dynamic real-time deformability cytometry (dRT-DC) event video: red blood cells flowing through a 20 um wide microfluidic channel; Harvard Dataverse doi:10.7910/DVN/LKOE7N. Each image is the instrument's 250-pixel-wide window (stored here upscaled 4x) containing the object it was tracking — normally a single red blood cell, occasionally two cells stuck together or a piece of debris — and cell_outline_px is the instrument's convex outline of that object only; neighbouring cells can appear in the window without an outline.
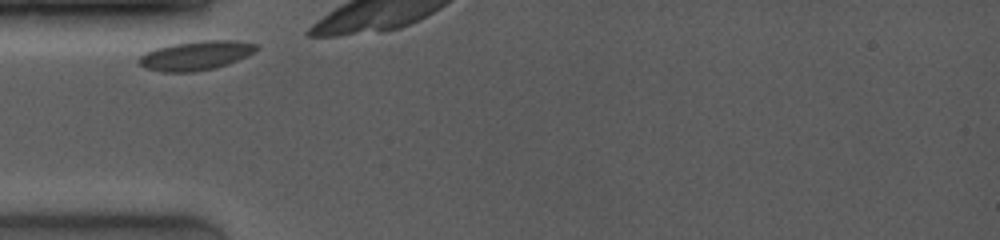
{"species": "common noctule bat (a hibernating species)", "species_latin": "Nyctalus noctula", "temperature_condition": "room temperature", "stored_images_in_passage": 15, "camera_frame_rate_fps": 4000, "um_per_image_px": 0.085, "animal": {"sex": "female", "body_mass_g": 19.0, "forearm_length_mm": 53.3}, "frame": {"image": 1, "passage_image": 1, "time_ms": 0.0, "image_size_px": [1000, 240], "cell_outline_px": [[260, 48], [256, 52], [248, 56], [228, 64], [216, 68], [196, 72], [160, 72], [144, 68], [136, 60], [140, 56], [156, 48], [172, 44], [200, 40], [236, 40], [256, 44]], "centroid_in_image_um": [16.68, 4.72], "position_along_channel_um": 68.3, "area_um2": 20.29}}